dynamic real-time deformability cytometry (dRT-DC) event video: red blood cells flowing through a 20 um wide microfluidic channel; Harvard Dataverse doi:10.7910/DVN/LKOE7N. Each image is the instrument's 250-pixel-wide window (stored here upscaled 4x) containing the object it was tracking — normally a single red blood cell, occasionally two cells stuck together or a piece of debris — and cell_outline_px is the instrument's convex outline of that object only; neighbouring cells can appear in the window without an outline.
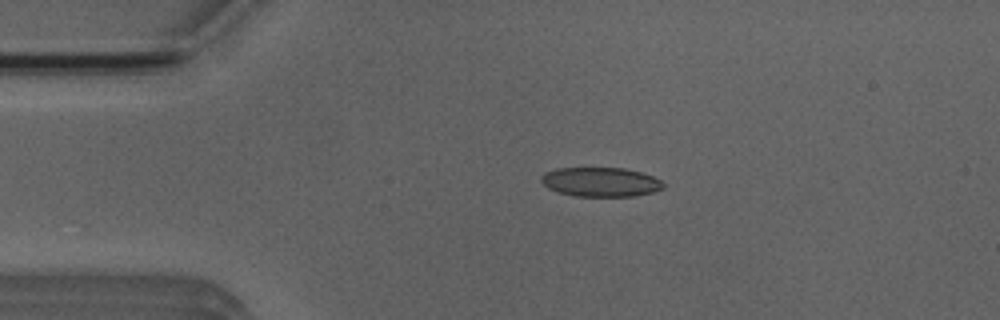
{"species": "Egyptian fruit bat (a non-hibernating species)", "species_latin": "Rousettus aegyptiacus", "temperature_condition": "room temperature", "stored_images_in_passage": 4, "camera_frame_rate_fps": 3000, "um_per_image_px": 0.085, "animal": {"sex": "male"}, "frame": {"image": 1, "passage_image": 2, "time_ms": 1.333, "image_size_px": [1000, 320], "cell_outline_px": [[664, 188], [652, 192], [636, 196], [576, 196], [560, 192], [548, 188], [540, 180], [540, 176], [544, 172], [556, 168], [624, 168], [640, 172], [652, 176], [660, 180], [664, 184]], "centroid_in_image_um": [51.04, 15.46], "position_along_channel_um": 34.0, "area_um2": 20.81}}